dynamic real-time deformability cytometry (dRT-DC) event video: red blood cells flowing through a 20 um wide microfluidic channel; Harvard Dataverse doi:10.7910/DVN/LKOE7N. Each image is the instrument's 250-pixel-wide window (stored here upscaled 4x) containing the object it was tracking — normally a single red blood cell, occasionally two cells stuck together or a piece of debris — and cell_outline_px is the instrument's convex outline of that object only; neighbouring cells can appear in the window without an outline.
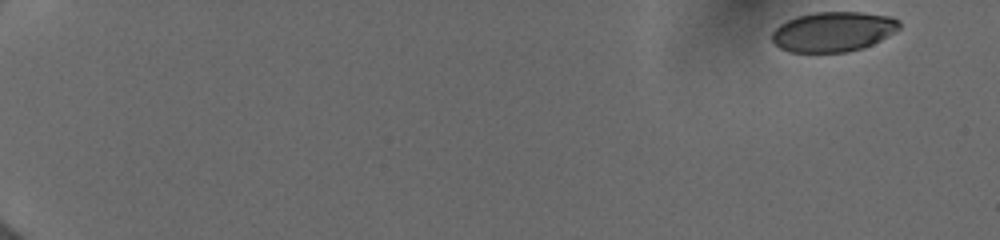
{"species": "human", "species_latin": "Homo sapiens", "temperature_condition": "cold", "stored_images_in_passage": 30, "camera_frame_rate_fps": 3000, "um_per_image_px": 0.085, "donor": {"sex": "female"}, "frame": {"image": 1, "passage_image": 1, "time_ms": 0.0, "image_size_px": [1000, 240], "cell_outline_px": [[900, 28], [896, 32], [864, 48], [848, 52], [788, 52], [780, 48], [772, 40], [772, 32], [780, 24], [796, 16], [816, 12], [860, 12], [892, 16], [900, 20]], "centroid_in_image_um": [70.85, 2.69], "position_along_channel_um": 14.1, "area_um2": 29.82}}
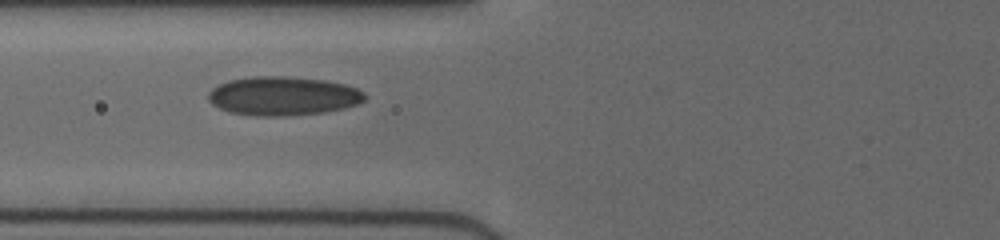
{"frame": {"image": 2, "passage_image": 18, "time_ms": 7.0, "image_size_px": [1000, 240], "cell_outline_px": [[364, 100], [356, 104], [344, 108], [324, 112], [288, 116], [256, 116], [232, 112], [220, 108], [212, 104], [208, 100], [208, 92], [212, 88], [228, 80], [252, 76], [288, 76], [324, 80], [344, 84], [356, 88], [364, 92]], "centroid_in_image_um": [24.03, 8.15], "position_along_channel_um": 101.8, "area_um2": 35.43}}
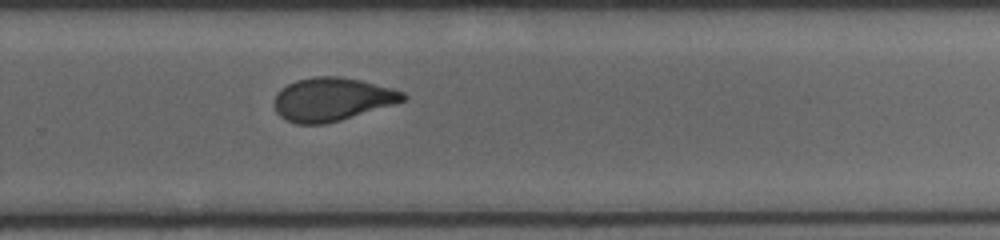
{"frame": {"image": 3, "passage_image": 30, "time_ms": 12.0, "image_size_px": [1000, 240], "cell_outline_px": [[408, 96], [404, 100], [392, 104], [340, 120], [324, 124], [296, 124], [284, 120], [276, 112], [272, 104], [276, 92], [280, 88], [296, 80], [316, 76], [340, 76], [360, 80], [392, 88], [404, 92]], "centroid_in_image_um": [28.15, 8.44], "position_along_channel_um": 301.7, "area_um2": 32.54}}